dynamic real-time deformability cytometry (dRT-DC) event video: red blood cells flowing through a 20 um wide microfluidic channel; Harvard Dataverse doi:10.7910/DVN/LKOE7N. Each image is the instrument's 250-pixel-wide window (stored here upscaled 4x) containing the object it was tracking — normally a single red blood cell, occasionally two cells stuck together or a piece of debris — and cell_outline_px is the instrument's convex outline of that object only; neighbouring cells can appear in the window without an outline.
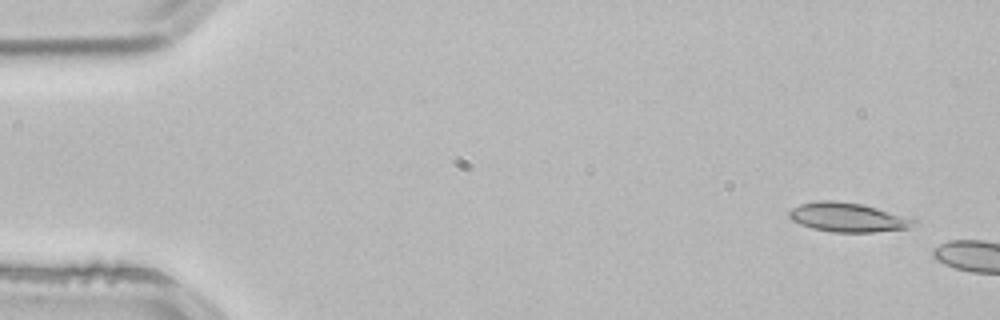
{"species": "common noctule bat (a hibernating species)", "species_latin": "Nyctalus noctula", "temperature_condition": "room temperature", "stored_images_in_passage": 4, "camera_frame_rate_fps": 3000, "um_per_image_px": 0.085, "animal": {"sex": "male", "body_mass_g": 21.5, "forearm_length_mm": 52.0}, "frame": {"image": 1, "passage_image": 1, "time_ms": 0.0, "image_size_px": [1000, 320], "cell_outline_px": [[920, 224], [908, 228], [876, 232], [832, 232], [812, 228], [800, 224], [792, 220], [788, 216], [788, 212], [792, 208], [800, 204], [816, 200], [832, 200], [860, 204], [916, 216], [920, 220]], "centroid_in_image_um": [72.21, 18.47], "position_along_channel_um": 12.8, "area_um2": 21.91}}
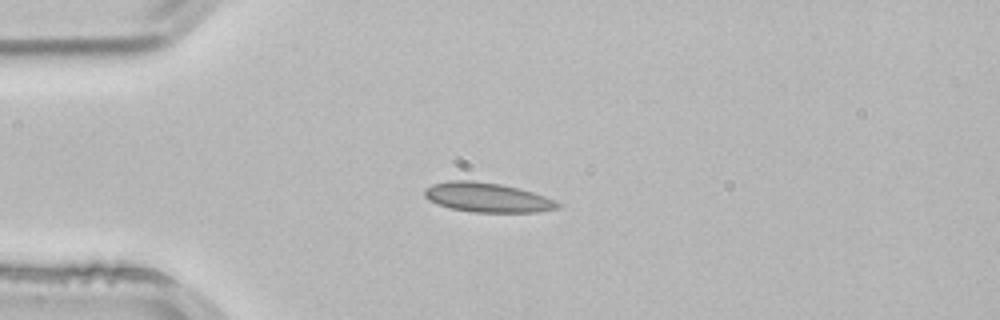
{"frame": {"image": 2, "passage_image": 4, "time_ms": 1.0, "image_size_px": [1000, 320], "cell_outline_px": [[564, 204], [560, 208], [536, 212], [476, 212], [452, 208], [428, 200], [424, 196], [424, 188], [432, 184], [448, 180], [472, 180], [500, 184], [532, 192], [556, 200]], "centroid_in_image_um": [41.44, 16.78], "position_along_channel_um": 43.6, "area_um2": 22.83}}